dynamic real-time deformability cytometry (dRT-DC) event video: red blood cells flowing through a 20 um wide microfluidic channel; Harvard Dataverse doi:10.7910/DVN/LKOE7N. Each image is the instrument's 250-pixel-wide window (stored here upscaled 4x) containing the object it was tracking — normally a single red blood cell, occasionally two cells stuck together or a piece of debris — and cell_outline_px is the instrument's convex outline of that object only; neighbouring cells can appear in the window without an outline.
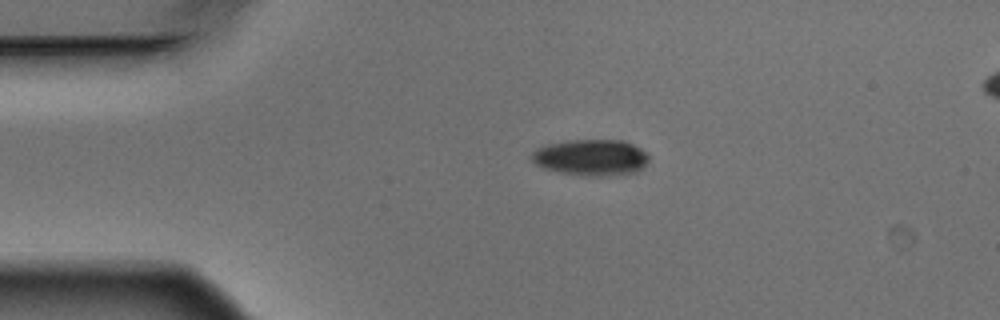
{"species": "Egyptian fruit bat (a non-hibernating species)", "species_latin": "Rousettus aegyptiacus", "temperature_condition": "warm", "stored_images_in_passage": 3, "camera_frame_rate_fps": 3000, "um_per_image_px": 0.085, "animal": {"sex": "male"}, "frame": {"image": 1, "passage_image": 1, "time_ms": 0.0, "image_size_px": [1000, 320], "cell_outline_px": [[648, 160], [644, 168], [636, 172], [620, 176], [588, 176], [560, 172], [544, 168], [536, 164], [532, 160], [532, 152], [536, 148], [548, 144], [568, 140], [624, 140], [648, 152]], "centroid_in_image_um": [50.29, 13.39], "position_along_channel_um": 34.7, "area_um2": 25.03}}
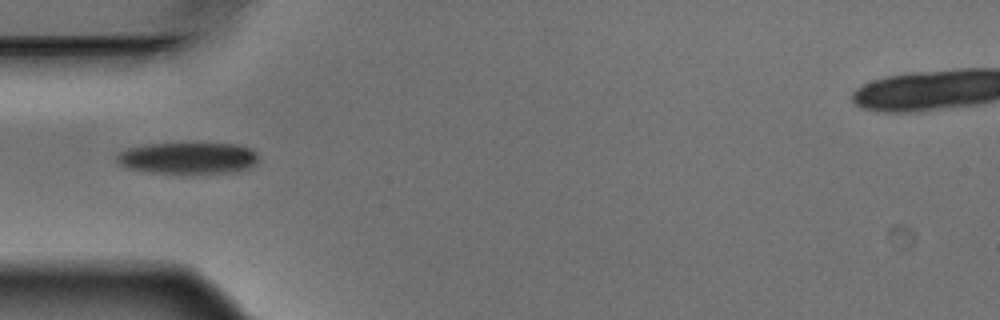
{"frame": {"image": 2, "passage_image": 2, "time_ms": 0.333, "image_size_px": [1000, 320], "cell_outline_px": [[256, 164], [252, 168], [236, 172], [148, 172], [128, 168], [120, 164], [116, 160], [116, 156], [120, 152], [128, 148], [144, 144], [236, 144], [252, 148], [256, 152]], "centroid_in_image_um": [16.0, 13.43], "position_along_channel_um": 69.0, "area_um2": 25.72}}
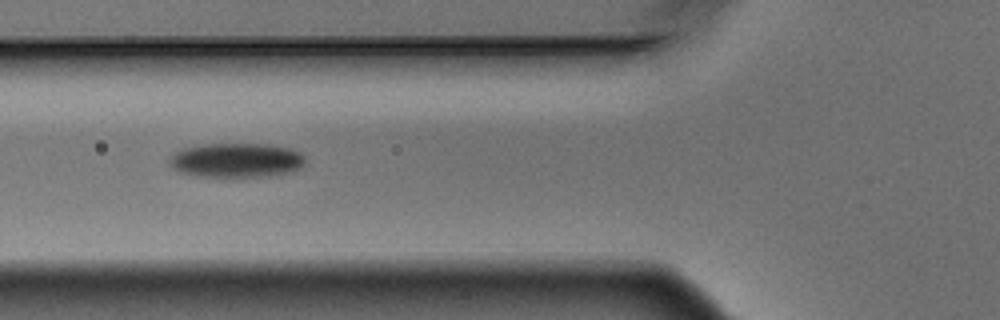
{"frame": {"image": 3, "passage_image": 3, "time_ms": 0.667, "image_size_px": [1000, 320], "cell_outline_px": [[304, 164], [300, 168], [276, 176], [236, 180], [196, 176], [180, 172], [168, 164], [168, 160], [176, 152], [184, 148], [204, 144], [268, 144], [288, 148], [300, 152], [304, 156]], "centroid_in_image_um": [20.1, 13.68], "position_along_channel_um": 105.7, "area_um2": 28.26}}